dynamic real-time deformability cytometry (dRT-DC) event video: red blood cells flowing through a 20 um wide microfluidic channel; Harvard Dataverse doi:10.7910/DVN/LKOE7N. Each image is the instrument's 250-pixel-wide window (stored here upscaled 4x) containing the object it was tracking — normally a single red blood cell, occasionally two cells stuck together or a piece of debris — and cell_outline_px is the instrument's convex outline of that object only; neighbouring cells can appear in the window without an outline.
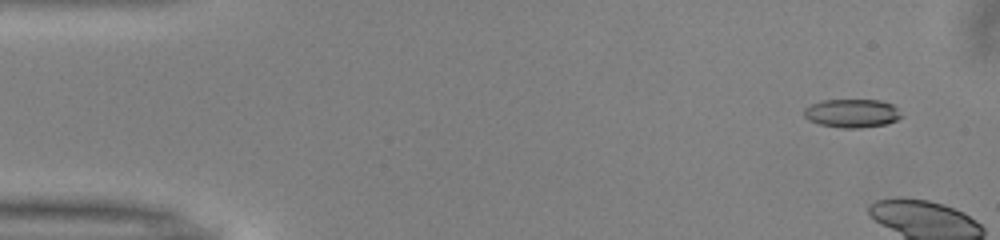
{"species": "common noctule bat (a hibernating species)", "species_latin": "Nyctalus noctula", "temperature_condition": "warm", "stored_images_in_passage": 9, "camera_frame_rate_fps": 3000, "um_per_image_px": 0.085, "animal": {"sex": "male", "body_mass_g": 13.0, "forearm_length_mm": 53.1}, "frame": {"image": 1, "passage_image": 4, "time_ms": 1.0, "image_size_px": [1000, 240], "cell_outline_px": [[904, 116], [888, 124], [860, 128], [844, 128], [820, 124], [808, 120], [804, 116], [804, 108], [812, 104], [824, 100], [880, 100], [892, 104]], "centroid_in_image_um": [72.44, 9.63], "position_along_channel_um": 12.6, "area_um2": 16.18}}